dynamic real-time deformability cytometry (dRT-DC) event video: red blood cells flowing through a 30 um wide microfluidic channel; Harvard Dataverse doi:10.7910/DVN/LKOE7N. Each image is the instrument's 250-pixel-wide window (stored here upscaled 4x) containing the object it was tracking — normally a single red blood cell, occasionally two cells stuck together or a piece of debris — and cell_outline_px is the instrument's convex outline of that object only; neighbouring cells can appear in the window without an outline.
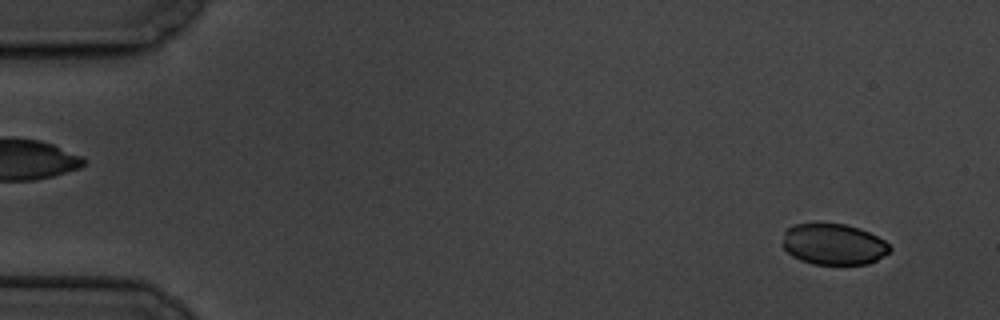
{"species": "common noctule bat (a hibernating species)", "species_latin": "Nyctalus noctula", "temperature_condition": "cold", "stored_images_in_passage": 6, "camera_frame_rate_fps": 3000, "um_per_image_px": 0.085, "animal": {"sex": "male", "body_mass_g": 19.5, "forearm_length_mm": 54.6}, "frame": {"image": 1, "passage_image": 2, "time_ms": 1.333, "image_size_px": [1000, 320], "cell_outline_px": [[892, 248], [888, 252], [876, 260], [868, 264], [812, 264], [800, 260], [792, 256], [784, 248], [784, 232], [788, 228], [796, 224], [844, 224], [860, 228], [884, 240]], "centroid_in_image_um": [70.86, 20.77], "position_along_channel_um": 14.1, "area_um2": 25.37}}
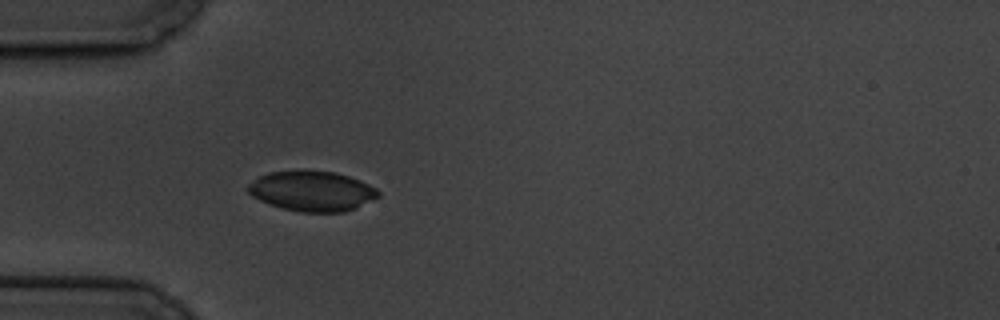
{"frame": {"image": 2, "passage_image": 6, "time_ms": 6.0, "image_size_px": [1000, 320], "cell_outline_px": [[380, 196], [356, 208], [344, 212], [300, 212], [268, 204], [252, 196], [244, 188], [256, 176], [268, 172], [300, 168], [304, 168], [336, 172], [360, 180], [376, 188], [380, 192]], "centroid_in_image_um": [26.47, 16.2], "position_along_channel_um": 58.5, "area_um2": 31.33}}